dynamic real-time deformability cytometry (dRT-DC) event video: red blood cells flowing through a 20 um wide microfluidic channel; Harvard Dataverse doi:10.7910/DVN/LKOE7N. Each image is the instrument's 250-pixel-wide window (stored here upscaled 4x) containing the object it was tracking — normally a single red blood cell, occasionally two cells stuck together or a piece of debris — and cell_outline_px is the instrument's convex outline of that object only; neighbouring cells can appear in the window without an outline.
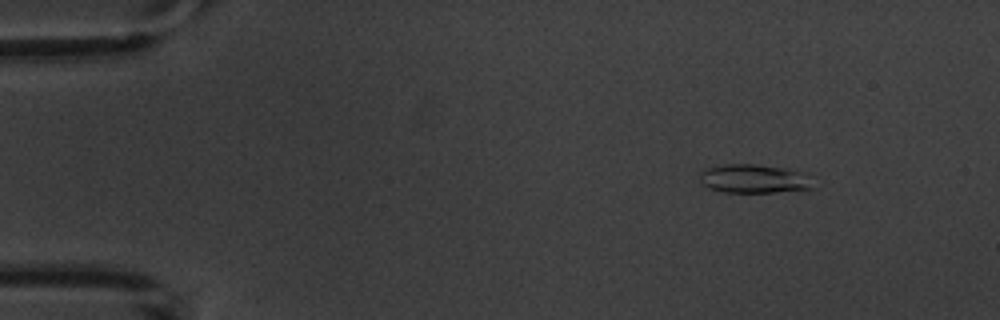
{"species": "common noctule bat (a hibernating species)", "species_latin": "Nyctalus noctula", "temperature_condition": "warm", "stored_images_in_passage": 6, "camera_frame_rate_fps": 3000, "um_per_image_px": 0.085, "animal": {"sex": "male", "body_mass_g": 20.1, "forearm_length_mm": 53.5}, "frame": {"image": 1, "passage_image": 2, "time_ms": 1.0, "image_size_px": [1000, 320], "cell_outline_px": [[812, 188], [772, 192], [724, 192], [712, 188], [704, 184], [700, 180], [700, 172], [708, 168], [724, 164], [756, 164], [792, 168], [804, 172]], "centroid_in_image_um": [64.08, 15.17], "position_along_channel_um": 20.9, "area_um2": 18.73}}